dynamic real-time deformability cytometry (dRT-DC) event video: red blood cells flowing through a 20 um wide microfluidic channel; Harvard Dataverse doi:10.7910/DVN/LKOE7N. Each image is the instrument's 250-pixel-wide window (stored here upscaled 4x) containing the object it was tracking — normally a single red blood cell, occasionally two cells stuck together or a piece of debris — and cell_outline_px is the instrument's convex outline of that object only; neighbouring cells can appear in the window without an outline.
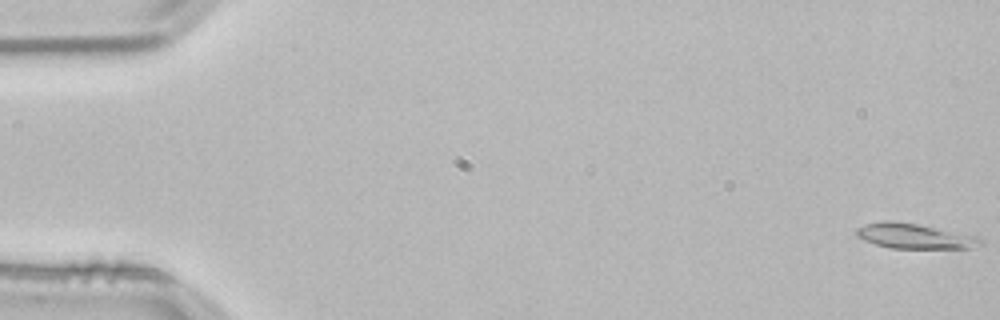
{"species": "common noctule bat (a hibernating species)", "species_latin": "Nyctalus noctula", "temperature_condition": "room temperature", "stored_images_in_passage": 53, "camera_frame_rate_fps": 3000, "um_per_image_px": 0.085, "animal": {"sex": "male", "body_mass_g": 21.5, "forearm_length_mm": 52.0}, "frame": {"image": 1, "passage_image": 1, "time_ms": 0.0, "image_size_px": [1000, 320], "cell_outline_px": [[984, 244], [968, 248], [892, 248], [876, 244], [864, 240], [856, 236], [856, 228], [868, 224], [884, 220], [892, 220], [920, 224], [976, 236], [984, 240]], "centroid_in_image_um": [77.74, 20.06], "position_along_channel_um": 7.3, "area_um2": 18.09}}
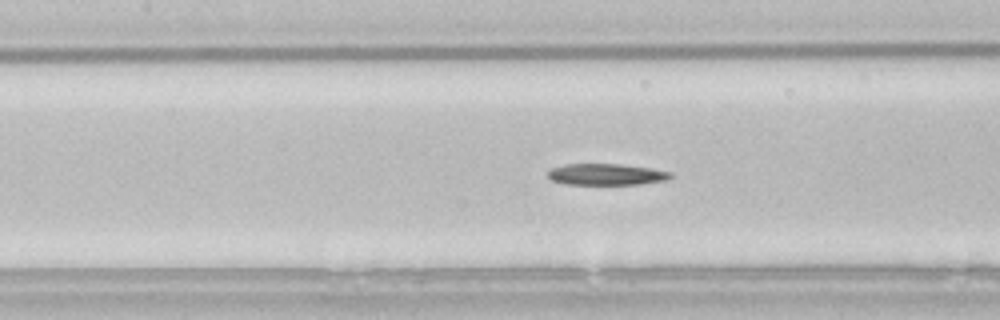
{"frame": {"image": 2, "passage_image": 24, "time_ms": 7.667, "image_size_px": [1000, 320], "cell_outline_px": [[672, 176], [664, 180], [640, 184], [564, 184], [552, 180], [548, 176], [548, 172], [552, 168], [564, 164], [620, 164], [652, 168], [672, 172]], "centroid_in_image_um": [51.53, 14.82], "position_along_channel_um": 155.9, "area_um2": 15.2}}
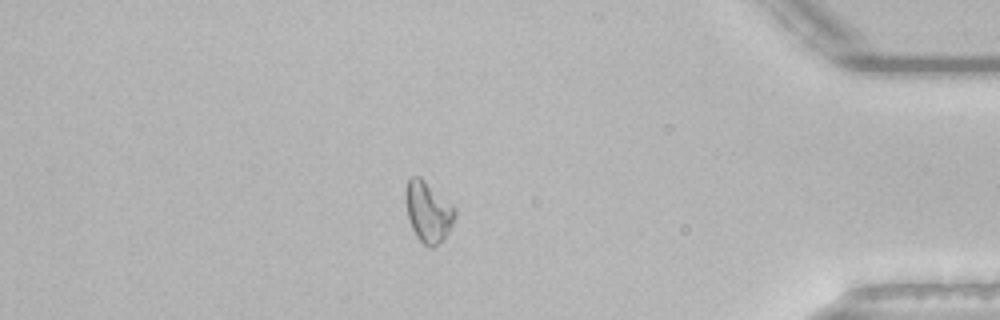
{"frame": {"image": 3, "passage_image": 46, "time_ms": 15.0, "image_size_px": [1000, 320], "cell_outline_px": [[456, 216], [444, 240], [432, 248], [428, 248], [416, 236], [412, 228], [408, 216], [404, 200], [404, 192], [408, 180], [412, 176], [420, 176], [452, 204], [456, 208]], "centroid_in_image_um": [36.39, 18.0], "position_along_channel_um": 398.8, "area_um2": 17.63}}